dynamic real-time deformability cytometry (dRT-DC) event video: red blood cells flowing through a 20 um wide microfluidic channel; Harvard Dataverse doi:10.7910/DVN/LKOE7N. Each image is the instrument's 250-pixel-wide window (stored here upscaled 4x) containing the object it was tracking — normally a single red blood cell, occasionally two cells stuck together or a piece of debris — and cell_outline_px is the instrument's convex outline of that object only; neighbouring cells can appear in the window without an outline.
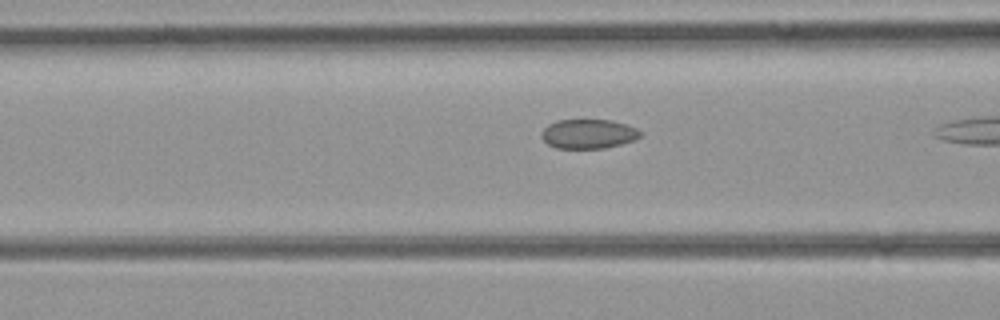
{"species": "common noctule bat (a hibernating species)", "species_latin": "Nyctalus noctula", "temperature_condition": "room temperature", "stored_images_in_passage": 12, "camera_frame_rate_fps": 3000, "um_per_image_px": 0.085, "animal": {"sex": "female", "body_mass_g": 21.9}, "frame": {"image": 1, "passage_image": 11, "time_ms": 3.333, "image_size_px": [1000, 320], "cell_outline_px": [[644, 132], [636, 140], [604, 148], [556, 148], [548, 144], [540, 136], [544, 128], [548, 124], [556, 120], [612, 120], [636, 128]], "centroid_in_image_um": [50.02, 11.38], "position_along_channel_um": 116.6, "area_um2": 16.94}}